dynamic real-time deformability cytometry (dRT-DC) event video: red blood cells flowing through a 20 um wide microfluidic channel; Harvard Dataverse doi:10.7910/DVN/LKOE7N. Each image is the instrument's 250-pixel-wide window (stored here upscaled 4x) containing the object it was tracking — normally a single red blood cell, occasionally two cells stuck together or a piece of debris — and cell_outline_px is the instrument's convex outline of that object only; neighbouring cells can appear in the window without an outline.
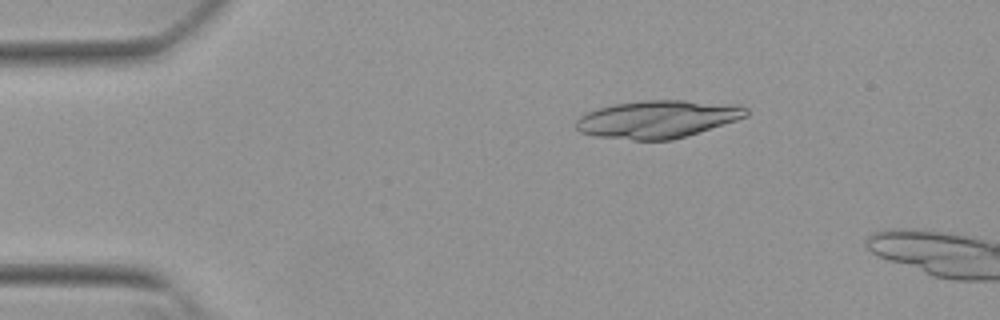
{"species": "Egyptian fruit bat (a non-hibernating species)", "species_latin": "Rousettus aegyptiacus", "temperature_condition": "warm", "stored_images_in_passage": 14, "camera_frame_rate_fps": 3000, "um_per_image_px": 0.085, "animal": {"sex": "female"}, "frame": {"image": 1, "passage_image": 3, "time_ms": 0.667, "image_size_px": [1000, 320], "cell_outline_px": [[748, 116], [736, 120], [672, 140], [632, 140], [592, 136], [580, 132], [576, 128], [576, 120], [584, 112], [616, 104], [644, 100], [684, 100], [740, 104], [748, 108]], "centroid_in_image_um": [55.89, 10.12], "position_along_channel_um": 29.1, "area_um2": 37.45}}